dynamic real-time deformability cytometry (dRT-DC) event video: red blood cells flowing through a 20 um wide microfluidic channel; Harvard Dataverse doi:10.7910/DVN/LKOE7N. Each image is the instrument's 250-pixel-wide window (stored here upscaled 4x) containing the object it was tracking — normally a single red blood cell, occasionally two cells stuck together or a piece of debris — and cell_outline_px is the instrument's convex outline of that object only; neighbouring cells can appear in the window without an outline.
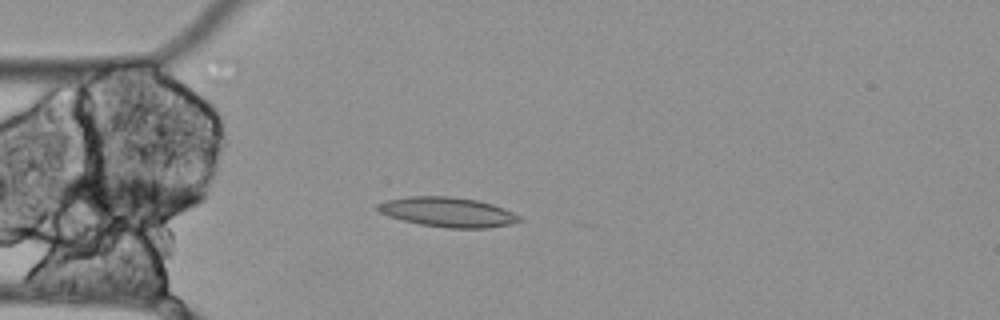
{"species": "Egyptian fruit bat (a non-hibernating species)", "species_latin": "Rousettus aegyptiacus", "temperature_condition": "cold", "stored_images_in_passage": 5, "camera_frame_rate_fps": 3000, "um_per_image_px": 0.085, "animal": {"sex": "female"}, "frame": {"image": 1, "passage_image": 5, "time_ms": 1.333, "image_size_px": [1000, 320], "cell_outline_px": [[524, 220], [512, 224], [488, 228], [448, 228], [420, 224], [388, 216], [380, 212], [376, 208], [376, 204], [384, 200], [408, 196], [448, 196], [476, 200], [492, 204], [504, 208], [520, 216]], "centroid_in_image_um": [38.06, 18.02], "position_along_channel_um": 46.9, "area_um2": 24.62}}